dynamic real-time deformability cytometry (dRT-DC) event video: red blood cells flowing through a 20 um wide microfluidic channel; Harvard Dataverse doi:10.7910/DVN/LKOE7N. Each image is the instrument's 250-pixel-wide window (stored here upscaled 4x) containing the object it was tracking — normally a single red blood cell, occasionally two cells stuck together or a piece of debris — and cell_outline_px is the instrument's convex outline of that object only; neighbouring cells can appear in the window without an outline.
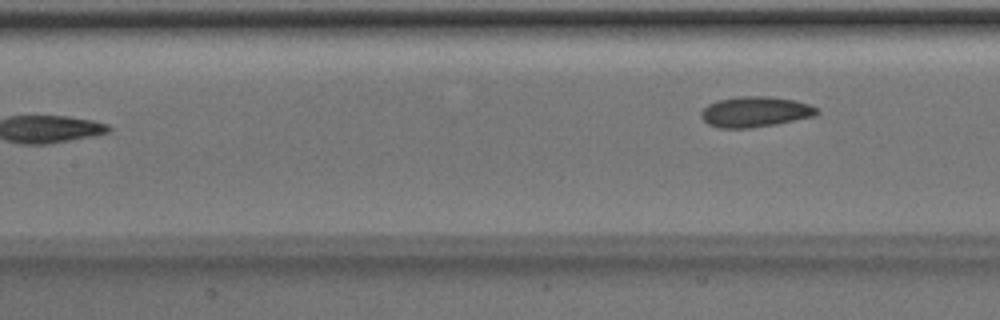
{"species": "Egyptian fruit bat (a non-hibernating species)", "species_latin": "Rousettus aegyptiacus", "temperature_condition": "room temperature", "stored_images_in_passage": 7, "camera_frame_rate_fps": 3000, "um_per_image_px": 0.085, "animal": {"sex": "male"}, "frame": {"image": 1, "passage_image": 7, "time_ms": 2.0, "image_size_px": [1000, 320], "cell_outline_px": [[820, 112], [816, 116], [776, 124], [752, 128], [720, 128], [708, 124], [700, 116], [700, 112], [708, 104], [716, 100], [736, 96], [764, 96], [792, 100], [808, 104], [816, 108]], "centroid_in_image_um": [64.16, 9.51], "position_along_channel_um": 143.2, "area_um2": 20.63}}